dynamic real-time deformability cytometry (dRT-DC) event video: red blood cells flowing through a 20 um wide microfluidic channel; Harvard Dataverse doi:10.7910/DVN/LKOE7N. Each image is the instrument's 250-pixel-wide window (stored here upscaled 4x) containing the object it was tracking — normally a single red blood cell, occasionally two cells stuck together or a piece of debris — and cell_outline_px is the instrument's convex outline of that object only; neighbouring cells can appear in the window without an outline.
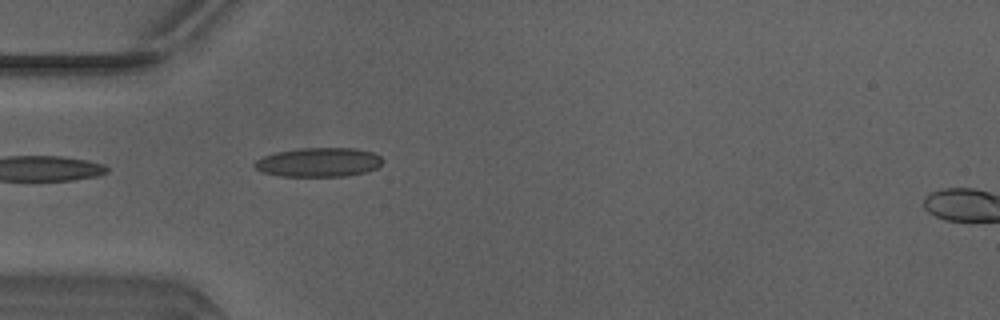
{"species": "Egyptian fruit bat (a non-hibernating species)", "species_latin": "Rousettus aegyptiacus", "temperature_condition": "warm", "stored_images_in_passage": 24, "camera_frame_rate_fps": 3000, "um_per_image_px": 0.085, "animal": {"sex": "male"}, "frame": {"image": 1, "passage_image": 1, "time_ms": 0.0, "image_size_px": [1000, 320], "cell_outline_px": [[380, 164], [376, 168], [368, 172], [348, 176], [280, 176], [264, 172], [256, 168], [252, 164], [256, 160], [264, 156], [276, 152], [300, 148], [356, 148], [372, 152], [380, 156]], "centroid_in_image_um": [27.09, 13.79], "position_along_channel_um": 57.9, "area_um2": 21.68}}
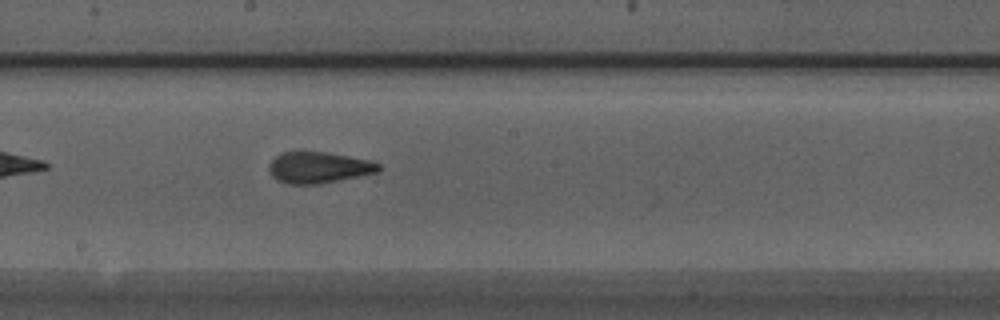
{"frame": {"image": 2, "passage_image": 13, "time_ms": 4.0, "image_size_px": [1000, 320], "cell_outline_px": [[380, 168], [376, 172], [320, 184], [288, 184], [276, 180], [272, 176], [268, 168], [268, 164], [276, 156], [284, 152], [300, 148], [328, 152], [368, 160], [380, 164]], "centroid_in_image_um": [27.0, 14.2], "position_along_channel_um": 221.2, "area_um2": 20.4}}
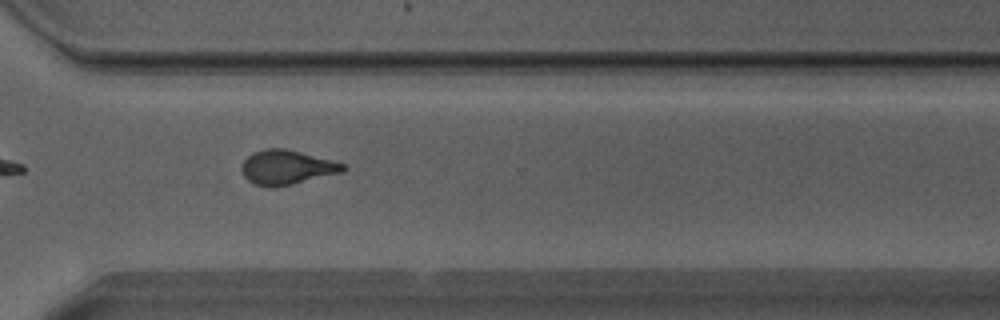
{"frame": {"image": 3, "passage_image": 22, "time_ms": 7.0, "image_size_px": [1000, 320], "cell_outline_px": [[348, 168], [344, 172], [292, 184], [256, 184], [248, 180], [244, 176], [240, 168], [244, 160], [252, 152], [264, 148], [284, 148], [348, 164]], "centroid_in_image_um": [24.43, 14.18], "position_along_channel_um": 346.2, "area_um2": 20.0}, "authors_computed_cell_mechanics": {"area_um2": 20.2878, "velocity_mm_per_s": 4.1688, "shape_relaxation_time_tau1_ms": 5.9759, "shape_relaxation_time_tau2_ms": 1.4158, "deformation_change_tau1": 0.1656, "deformation_change_tau2": 0.0963}}